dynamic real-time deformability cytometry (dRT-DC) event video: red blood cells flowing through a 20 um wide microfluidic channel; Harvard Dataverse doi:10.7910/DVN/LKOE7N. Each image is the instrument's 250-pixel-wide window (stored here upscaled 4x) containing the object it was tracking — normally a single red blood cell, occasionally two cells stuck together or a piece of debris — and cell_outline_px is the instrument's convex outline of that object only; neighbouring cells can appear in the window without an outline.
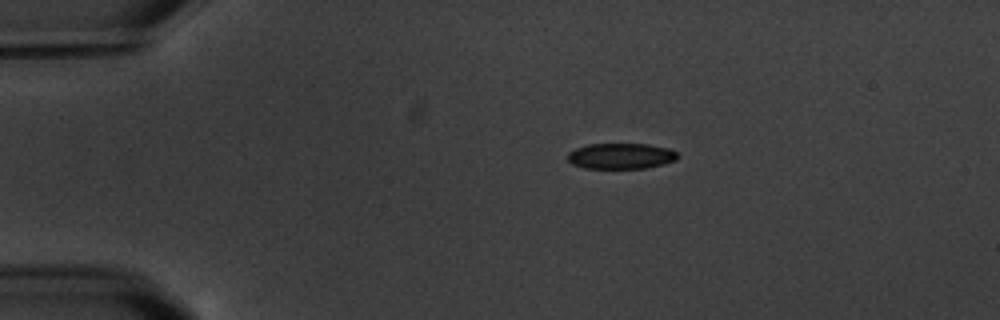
{"species": "common noctule bat (a hibernating species)", "species_latin": "Nyctalus noctula", "temperature_condition": "warm", "stored_images_in_passage": 4, "camera_frame_rate_fps": 3000, "um_per_image_px": 0.085, "animal": {"sex": "male", "body_mass_g": 20.1, "forearm_length_mm": 53.5}, "frame": {"image": 1, "passage_image": 2, "time_ms": 2.0, "image_size_px": [1000, 320], "cell_outline_px": [[676, 160], [664, 164], [648, 168], [584, 168], [572, 164], [568, 160], [568, 152], [576, 148], [588, 144], [648, 144], [668, 148], [676, 152]], "centroid_in_image_um": [52.76, 13.26], "position_along_channel_um": 32.2, "area_um2": 16.47}}
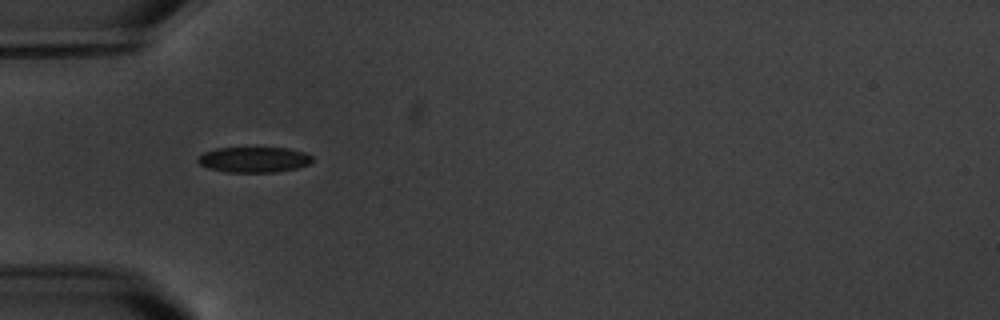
{"frame": {"image": 2, "passage_image": 4, "time_ms": 4.333, "image_size_px": [1000, 320], "cell_outline_px": [[312, 160], [308, 164], [296, 168], [276, 172], [224, 172], [208, 168], [200, 164], [196, 160], [196, 156], [204, 152], [216, 148], [288, 148], [304, 152], [312, 156]], "centroid_in_image_um": [21.54, 13.57], "position_along_channel_um": 63.5, "area_um2": 17.05}}